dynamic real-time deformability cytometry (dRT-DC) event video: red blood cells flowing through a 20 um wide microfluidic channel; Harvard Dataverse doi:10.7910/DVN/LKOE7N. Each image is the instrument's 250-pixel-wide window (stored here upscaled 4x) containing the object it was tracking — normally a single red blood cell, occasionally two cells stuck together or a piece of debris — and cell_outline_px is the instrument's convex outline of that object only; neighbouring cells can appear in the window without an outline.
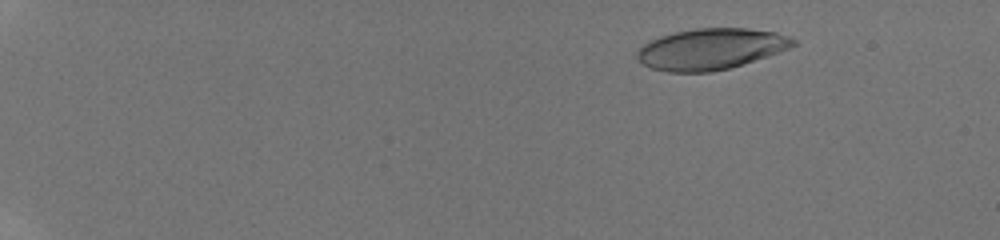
{"species": "human", "species_latin": "Homo sapiens", "temperature_condition": "room temperature", "stored_images_in_passage": 27, "camera_frame_rate_fps": 3000, "um_per_image_px": 0.085, "donor": {"sex": "male"}, "frame": {"image": 1, "passage_image": 6, "time_ms": 2.667, "image_size_px": [1000, 240], "cell_outline_px": [[796, 44], [780, 52], [768, 56], [728, 68], [712, 72], [668, 72], [652, 68], [644, 64], [636, 56], [636, 52], [644, 44], [660, 36], [676, 32], [696, 28], [748, 28], [776, 32], [788, 36], [796, 40]], "centroid_in_image_um": [60.44, 4.16], "position_along_channel_um": 24.6, "area_um2": 37.11}}
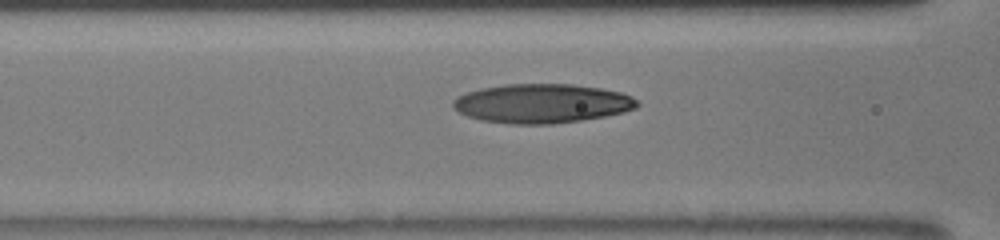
{"frame": {"image": 2, "passage_image": 21, "time_ms": 8.667, "image_size_px": [1000, 240], "cell_outline_px": [[640, 104], [636, 108], [624, 112], [604, 116], [580, 120], [552, 124], [508, 124], [480, 120], [468, 116], [452, 108], [452, 100], [456, 96], [480, 88], [504, 84], [572, 84], [600, 88], [620, 92], [632, 96]], "centroid_in_image_um": [46.03, 8.79], "position_along_channel_um": 120.6, "area_um2": 42.19}}
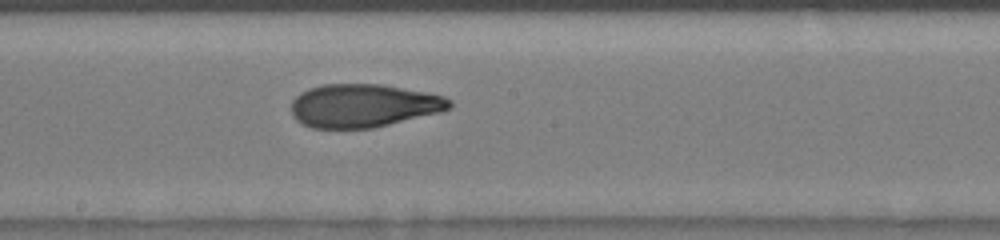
{"frame": {"image": 3, "passage_image": 27, "time_ms": 11.0, "image_size_px": [1000, 240], "cell_outline_px": [[452, 108], [440, 112], [372, 128], [312, 128], [300, 124], [292, 116], [292, 100], [300, 92], [308, 88], [324, 84], [380, 84], [424, 92], [444, 96], [452, 100]], "centroid_in_image_um": [30.86, 8.98], "position_along_channel_um": 217.3, "area_um2": 39.94}}